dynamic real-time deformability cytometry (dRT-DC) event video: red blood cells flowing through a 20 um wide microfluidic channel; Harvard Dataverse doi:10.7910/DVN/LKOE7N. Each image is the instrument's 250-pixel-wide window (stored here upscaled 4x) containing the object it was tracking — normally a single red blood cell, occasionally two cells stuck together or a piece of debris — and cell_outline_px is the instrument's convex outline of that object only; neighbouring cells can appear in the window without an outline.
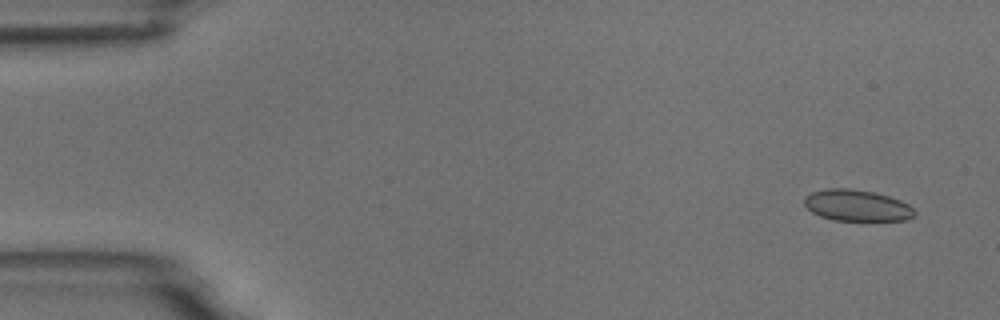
{"species": "common noctule bat (a hibernating species)", "species_latin": "Nyctalus noctula", "temperature_condition": "room temperature", "stored_images_in_passage": 6, "camera_frame_rate_fps": 3000, "um_per_image_px": 0.085, "animal": {"sex": "male", "body_mass_g": 18.8}, "frame": {"image": 1, "passage_image": 1, "time_ms": 0.0, "image_size_px": [1000, 320], "cell_outline_px": [[916, 212], [912, 216], [904, 220], [832, 220], [820, 216], [812, 212], [804, 204], [804, 196], [812, 192], [828, 188], [848, 188], [872, 192], [888, 196], [900, 200], [908, 204]], "centroid_in_image_um": [72.8, 17.46], "position_along_channel_um": 12.2, "area_um2": 19.94}}
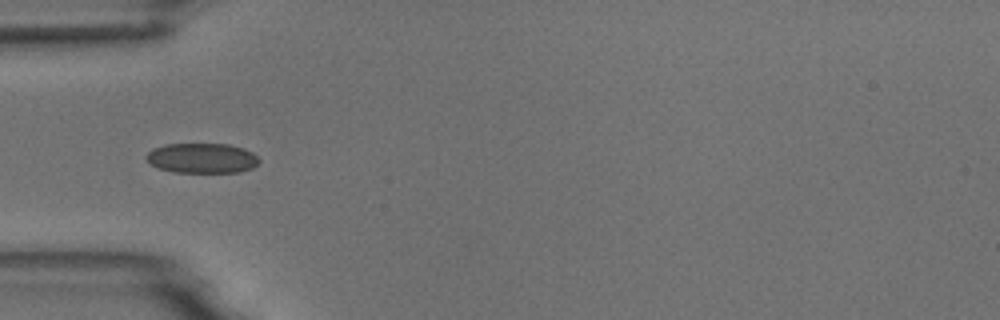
{"frame": {"image": 2, "passage_image": 5, "time_ms": 4.667, "image_size_px": [1000, 320], "cell_outline_px": [[260, 160], [252, 168], [240, 172], [172, 172], [160, 168], [152, 164], [144, 156], [152, 148], [164, 144], [228, 144], [244, 148], [252, 152]], "centroid_in_image_um": [17.16, 13.43], "position_along_channel_um": 67.8, "area_um2": 19.71}}